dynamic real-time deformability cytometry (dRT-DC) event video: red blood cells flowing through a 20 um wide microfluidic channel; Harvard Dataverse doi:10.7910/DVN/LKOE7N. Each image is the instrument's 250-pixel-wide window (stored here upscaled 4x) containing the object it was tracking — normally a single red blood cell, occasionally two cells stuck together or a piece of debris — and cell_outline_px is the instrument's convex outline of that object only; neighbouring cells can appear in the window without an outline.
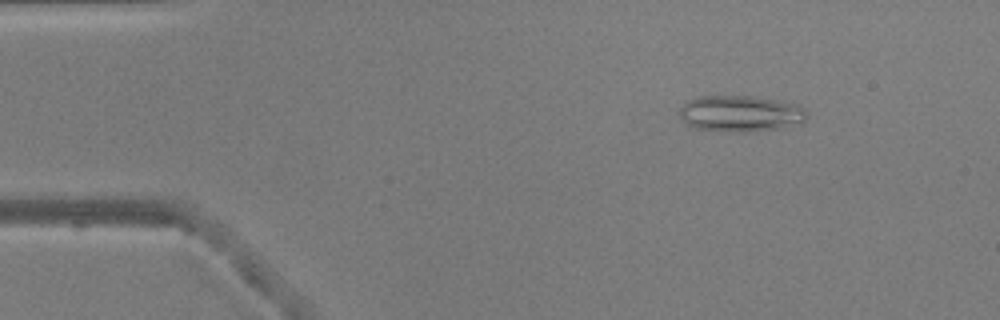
{"species": "common noctule bat (a hibernating species)", "species_latin": "Nyctalus noctula", "temperature_condition": "warm", "stored_images_in_passage": 7, "camera_frame_rate_fps": 3000, "um_per_image_px": 0.085, "animal": {"sex": "male", "body_mass_g": 20.5, "forearm_length_mm": 52.5}, "frame": {"image": 1, "passage_image": 7, "time_ms": 2.0, "image_size_px": [1000, 320], "cell_outline_px": [[808, 116], [804, 124], [748, 132], [736, 132], [692, 128], [680, 116], [680, 108], [688, 100], [696, 96], [752, 96], [800, 104], [808, 112]], "centroid_in_image_um": [63.0, 9.65], "position_along_channel_um": 22.0, "area_um2": 27.17}}